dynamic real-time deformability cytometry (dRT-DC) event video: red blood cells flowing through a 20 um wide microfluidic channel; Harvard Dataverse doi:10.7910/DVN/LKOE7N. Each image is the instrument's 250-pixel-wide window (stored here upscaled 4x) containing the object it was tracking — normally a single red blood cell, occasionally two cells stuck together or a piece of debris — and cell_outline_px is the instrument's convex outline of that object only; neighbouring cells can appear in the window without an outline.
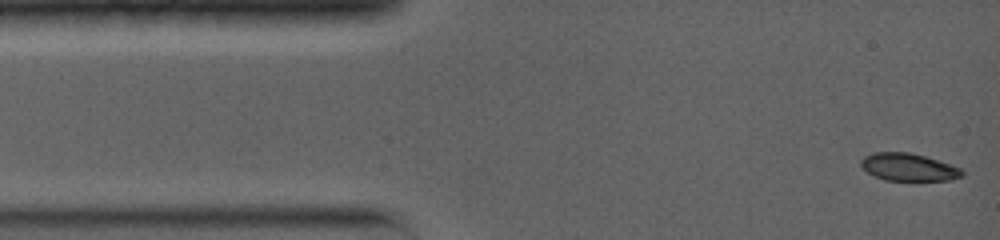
{"species": "common noctule bat (a hibernating species)", "species_latin": "Nyctalus noctula", "temperature_condition": "warm", "stored_images_in_passage": 35, "camera_frame_rate_fps": 5000, "um_per_image_px": 0.085, "animal": {"sex": "female", "body_mass_g": 19.0, "forearm_length_mm": 56.7}, "frame": {"image": 1, "passage_image": 1, "time_ms": 0.0, "image_size_px": [1000, 240], "cell_outline_px": [[964, 176], [948, 180], [884, 180], [868, 172], [860, 164], [860, 160], [864, 156], [876, 152], [908, 152], [924, 156], [960, 168], [964, 172]], "centroid_in_image_um": [77.21, 14.21], "position_along_channel_um": 7.8, "area_um2": 15.95}}
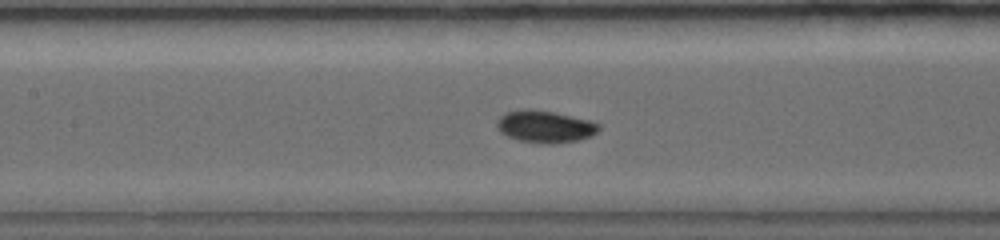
{"frame": {"image": 2, "passage_image": 14, "time_ms": 5.6, "image_size_px": [1000, 240], "cell_outline_px": [[600, 128], [592, 136], [580, 140], [552, 144], [548, 144], [520, 140], [508, 136], [500, 132], [496, 128], [496, 120], [504, 112], [524, 108], [528, 108], [552, 112], [592, 120], [600, 124]], "centroid_in_image_um": [46.32, 10.75], "position_along_channel_um": 161.1, "area_um2": 19.31}}
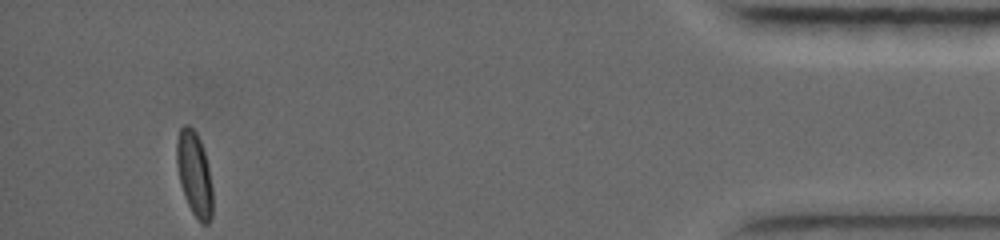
{"frame": {"image": 3, "passage_image": 35, "time_ms": 14.0, "image_size_px": [1000, 240], "cell_outline_px": [[212, 216], [208, 224], [200, 224], [192, 212], [188, 204], [180, 184], [176, 164], [176, 140], [180, 128], [184, 124], [188, 124], [196, 132], [200, 140], [208, 164], [212, 188]], "centroid_in_image_um": [16.51, 14.78], "position_along_channel_um": 418.7, "area_um2": 17.86}, "authors_computed_cell_mechanics": {"area_um2": 17.7446, "velocity_mm_per_s": 4.0503, "shape_relaxation_time_tau1_ms": 3.6657, "shape_relaxation_time_tau2_ms": 7.3774, "deformation_change_tau1": 0.1309, "deformation_change_tau2": 0.0414}}